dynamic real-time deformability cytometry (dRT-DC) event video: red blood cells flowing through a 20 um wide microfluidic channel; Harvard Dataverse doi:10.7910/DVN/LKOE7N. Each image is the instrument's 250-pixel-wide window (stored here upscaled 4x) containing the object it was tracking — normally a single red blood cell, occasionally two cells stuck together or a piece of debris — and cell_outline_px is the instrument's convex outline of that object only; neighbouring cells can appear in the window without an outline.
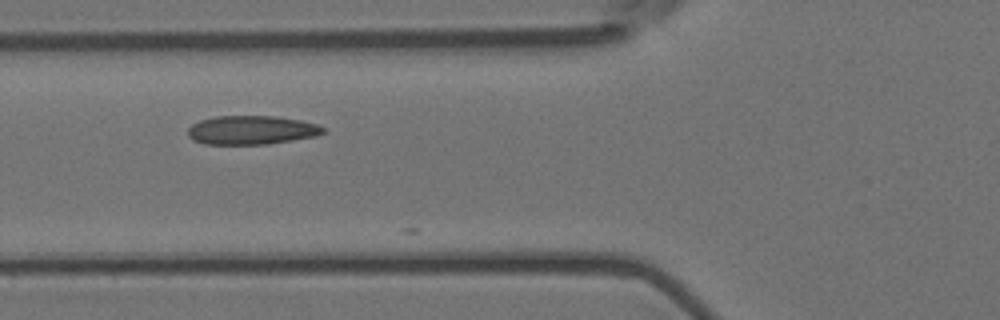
{"species": "Egyptian fruit bat (a non-hibernating species)", "species_latin": "Rousettus aegyptiacus", "temperature_condition": "room temperature", "stored_images_in_passage": 5, "camera_frame_rate_fps": 3000, "um_per_image_px": 0.085, "animal": {"sex": "female"}, "frame": {"image": 1, "passage_image": 2, "time_ms": 0.333, "image_size_px": [1000, 320], "cell_outline_px": [[324, 132], [316, 136], [268, 144], [204, 144], [192, 140], [188, 136], [188, 128], [192, 124], [200, 120], [216, 116], [276, 116], [300, 120], [316, 124], [324, 128]], "centroid_in_image_um": [21.35, 11.06], "position_along_channel_um": 104.5, "area_um2": 22.72}}
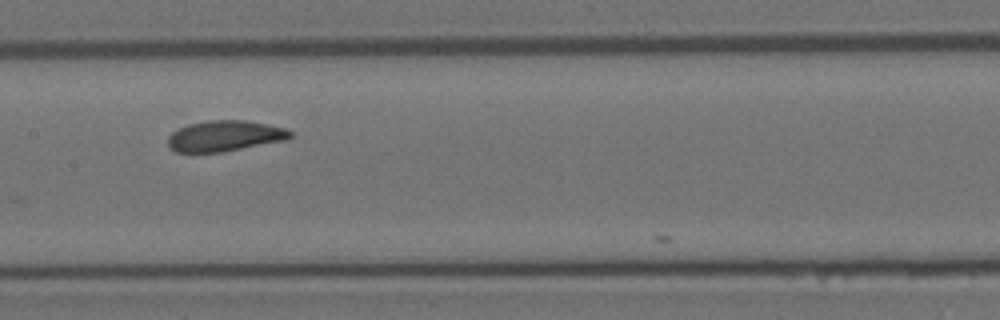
{"frame": {"image": 2, "passage_image": 4, "time_ms": 1.0, "image_size_px": [1000, 320], "cell_outline_px": [[292, 136], [284, 140], [220, 152], [176, 152], [168, 144], [168, 136], [172, 132], [188, 124], [208, 120], [244, 120], [284, 128], [292, 132]], "centroid_in_image_um": [19.06, 11.55], "position_along_channel_um": 188.3, "area_um2": 21.5}}
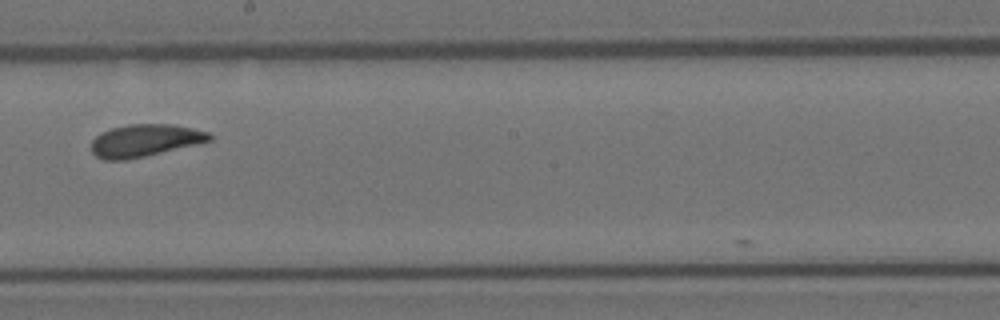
{"frame": {"image": 3, "passage_image": 5, "time_ms": 1.333, "image_size_px": [1000, 320], "cell_outline_px": [[212, 140], [196, 144], [144, 156], [124, 160], [104, 160], [96, 156], [92, 152], [92, 140], [100, 132], [112, 128], [128, 124], [172, 124], [192, 128], [208, 132], [212, 136]], "centroid_in_image_um": [12.29, 11.93], "position_along_channel_um": 235.9, "area_um2": 22.08}}